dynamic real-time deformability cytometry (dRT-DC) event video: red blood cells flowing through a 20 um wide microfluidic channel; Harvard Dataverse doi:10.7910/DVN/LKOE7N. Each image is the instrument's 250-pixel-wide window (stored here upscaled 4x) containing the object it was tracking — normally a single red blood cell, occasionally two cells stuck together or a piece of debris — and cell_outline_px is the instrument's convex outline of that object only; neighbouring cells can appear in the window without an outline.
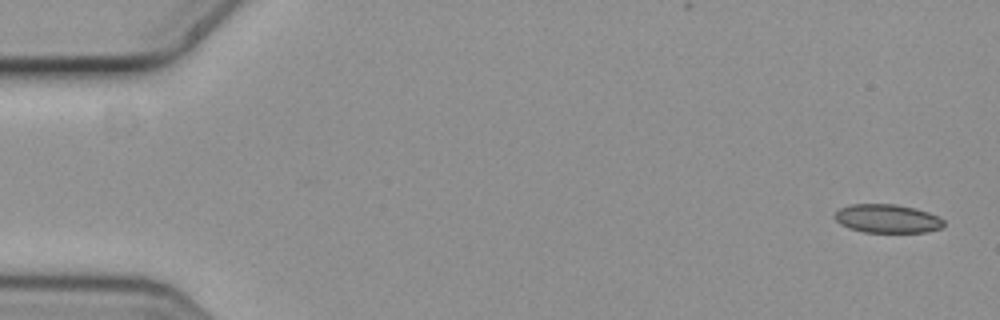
{"species": "common noctule bat (a hibernating species)", "species_latin": "Nyctalus noctula", "temperature_condition": "cold", "stored_images_in_passage": 13, "camera_frame_rate_fps": 3000, "um_per_image_px": 0.085, "animal": {"sex": "female", "body_mass_g": 19.3, "forearm_length_mm": 54.1}, "frame": {"image": 1, "passage_image": 1, "time_ms": 0.0, "image_size_px": [1000, 320], "cell_outline_px": [[944, 224], [940, 228], [928, 232], [864, 232], [848, 228], [840, 224], [832, 216], [840, 208], [852, 204], [896, 204], [916, 208], [928, 212], [944, 220]], "centroid_in_image_um": [75.4, 18.58], "position_along_channel_um": 9.6, "area_um2": 18.21}}
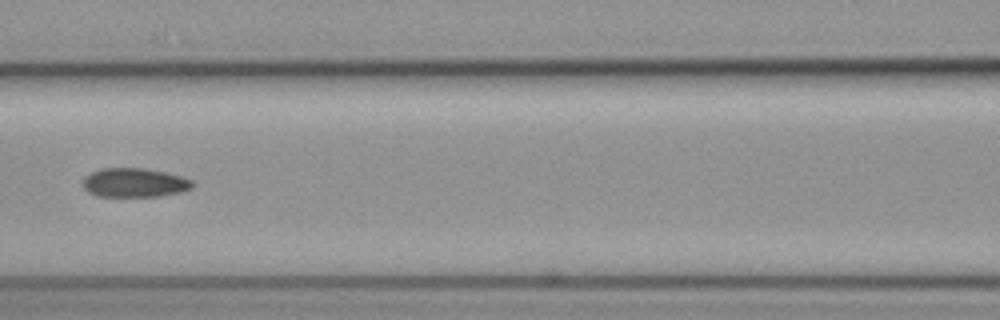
{"frame": {"image": 2, "passage_image": 7, "time_ms": 2.0, "image_size_px": [1000, 320], "cell_outline_px": [[192, 188], [184, 192], [160, 196], [96, 196], [88, 192], [84, 188], [84, 176], [100, 168], [144, 168], [184, 176], [192, 180]], "centroid_in_image_um": [11.45, 15.52], "position_along_channel_um": 155.1, "area_um2": 18.67}}
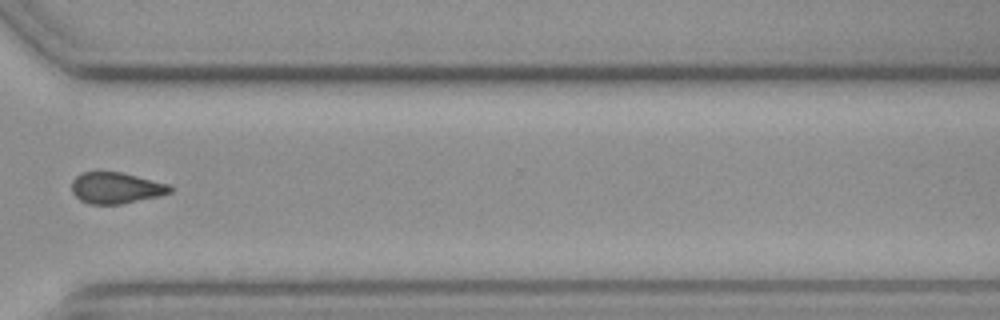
{"frame": {"image": 3, "passage_image": 12, "time_ms": 3.667, "image_size_px": [1000, 320], "cell_outline_px": [[172, 192], [160, 196], [120, 204], [88, 204], [80, 200], [72, 192], [72, 180], [80, 172], [120, 172], [168, 184], [172, 188]], "centroid_in_image_um": [9.84, 15.98], "position_along_channel_um": 360.8, "area_um2": 17.8}}